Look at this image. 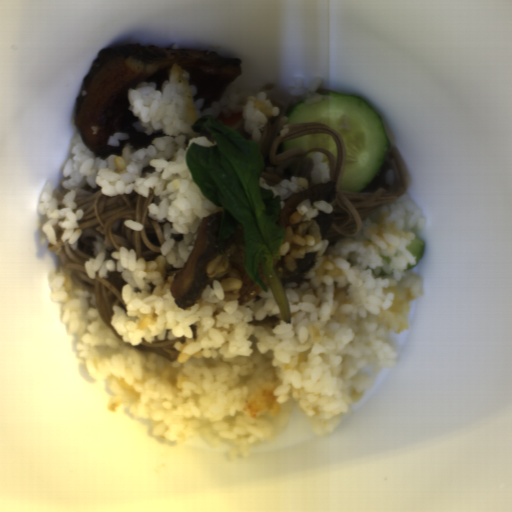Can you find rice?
Segmentation results:
<instances>
[{
	"instance_id": "1",
	"label": "rice",
	"mask_w": 512,
	"mask_h": 512,
	"mask_svg": "<svg viewBox=\"0 0 512 512\" xmlns=\"http://www.w3.org/2000/svg\"><path fill=\"white\" fill-rule=\"evenodd\" d=\"M190 73L172 63L167 80L141 81L128 88V110L138 120L135 131L163 133L136 149L126 143L121 156L105 160L92 152L75 134L71 158L62 167L61 186L69 190L58 207L50 181L44 183L37 212L46 216L41 231L50 245L59 241L72 251L83 234L76 191L100 190L115 197L133 191L143 197L154 194L148 216L162 228L161 255L153 260L137 258L133 247L115 246L102 233L92 243L93 258L83 264L94 280L119 274L126 283L121 298L126 311L113 304L110 323L104 322L94 291L79 286L72 270L61 262L47 273L53 302L64 304L63 325L77 334L75 344L85 359L88 375L107 380L112 393L107 408L117 413L129 404L133 418L157 424L151 434L174 445L199 436L214 449L230 445V462L248 456L255 443L279 436L290 412L297 407L309 419L318 436L333 433L344 414L373 387L383 368H393L399 354L387 332L410 329V301L423 297L424 280L408 269L417 263L407 247L427 220L407 191L391 204L366 216L360 231L332 243L315 238L319 226L313 219L332 213L328 200L303 199L289 216L295 231L285 227L279 258L289 272L298 269L296 259L314 253V264L303 273L300 287L283 285L291 314L282 320L280 307L259 264L266 284L264 292L245 268L243 223L225 238L221 253L206 267V286L188 309L176 306L171 283L187 262L203 217L223 211L193 182L186 153L191 143L217 144L210 136L193 132L203 117L236 130L248 141L261 144L265 123L278 119L280 106L259 91L239 102L237 87L228 84L222 98L200 111L204 98L197 96ZM77 209V210H76ZM76 210V211H74ZM185 337L186 344L169 361L156 352H142L139 344L157 337Z\"/></svg>"
},
{
	"instance_id": "2",
	"label": "rice",
	"mask_w": 512,
	"mask_h": 512,
	"mask_svg": "<svg viewBox=\"0 0 512 512\" xmlns=\"http://www.w3.org/2000/svg\"><path fill=\"white\" fill-rule=\"evenodd\" d=\"M311 159L312 168L310 172V181L299 175L288 176L289 179H283L281 183L275 186H268L265 178L260 176L259 186L272 190L273 198L280 197V209H283L287 198L293 194H300L303 190H308L318 183L331 182V169L325 153L312 152L308 156Z\"/></svg>"
}]
</instances>
